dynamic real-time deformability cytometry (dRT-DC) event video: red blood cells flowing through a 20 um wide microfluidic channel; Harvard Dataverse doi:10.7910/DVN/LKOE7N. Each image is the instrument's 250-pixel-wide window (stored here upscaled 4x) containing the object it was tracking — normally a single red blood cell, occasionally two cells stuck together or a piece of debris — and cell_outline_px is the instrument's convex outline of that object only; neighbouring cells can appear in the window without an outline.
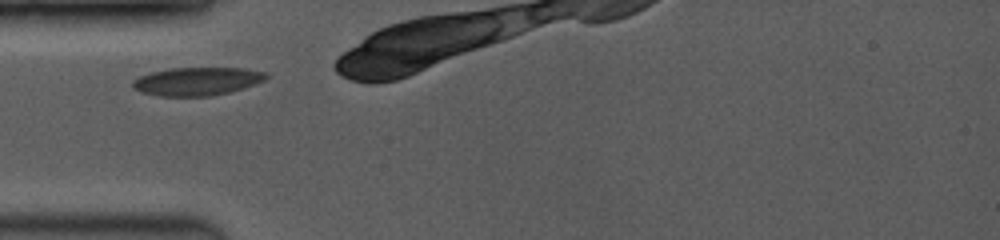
{"species": "common noctule bat (a hibernating species)", "species_latin": "Nyctalus noctula", "temperature_condition": "room temperature", "stored_images_in_passage": 28, "camera_frame_rate_fps": 3500, "um_per_image_px": 0.085, "animal": {"sex": "female", "body_mass_g": 19.0, "forearm_length_mm": 53.3}, "frame": {"image": 1, "passage_image": 1, "time_ms": 0.0, "image_size_px": [1000, 240], "cell_outline_px": [[268, 76], [264, 80], [244, 88], [212, 96], [160, 96], [140, 92], [132, 88], [132, 80], [140, 76], [152, 72], [172, 68], [244, 68], [268, 72]], "centroid_in_image_um": [16.74, 6.91], "position_along_channel_um": 68.3, "area_um2": 21.96}}
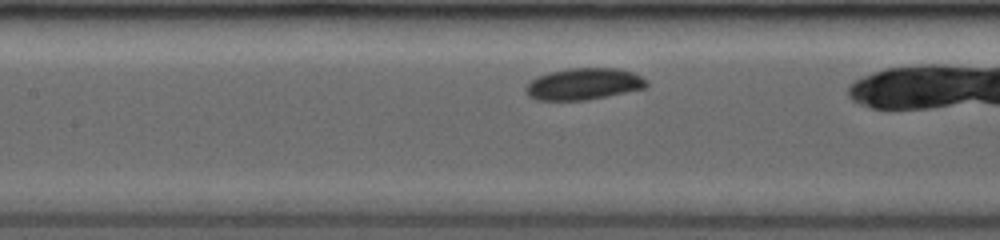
{"frame": {"image": 2, "passage_image": 7, "time_ms": 2.286, "image_size_px": [1000, 240], "cell_outline_px": [[648, 84], [644, 88], [588, 100], [536, 100], [528, 96], [524, 92], [524, 88], [536, 76], [548, 72], [568, 68], [620, 68], [632, 72], [640, 76]], "centroid_in_image_um": [49.55, 7.13], "position_along_channel_um": 157.8, "area_um2": 22.31}}
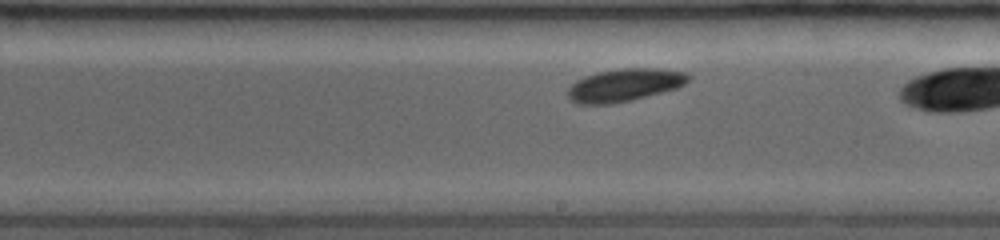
{"frame": {"image": 3, "passage_image": 16, "time_ms": 4.286, "image_size_px": [1000, 240], "cell_outline_px": [[692, 76], [684, 84], [676, 88], [612, 104], [576, 104], [568, 96], [568, 88], [576, 80], [584, 76], [596, 72], [620, 68], [656, 68], [688, 72]], "centroid_in_image_um": [53.07, 7.21], "position_along_channel_um": 235.9, "area_um2": 22.89}}